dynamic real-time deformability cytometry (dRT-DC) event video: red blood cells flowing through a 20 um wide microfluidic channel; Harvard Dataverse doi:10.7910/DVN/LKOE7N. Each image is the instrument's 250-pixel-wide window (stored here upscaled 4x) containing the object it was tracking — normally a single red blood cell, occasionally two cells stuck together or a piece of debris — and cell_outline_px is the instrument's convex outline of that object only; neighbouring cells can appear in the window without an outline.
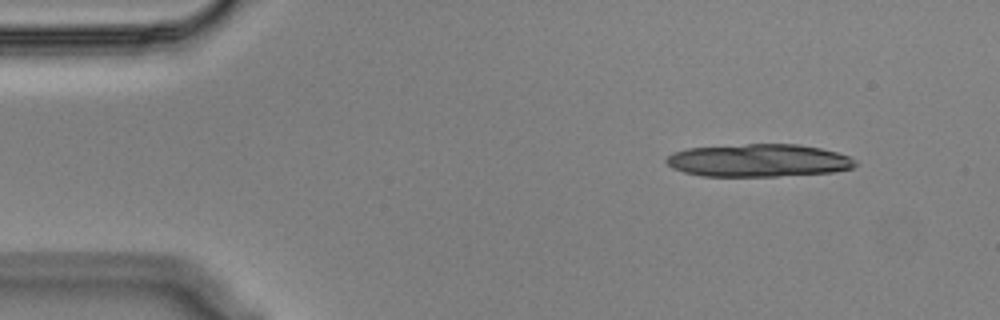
{"species": "Egyptian fruit bat (a non-hibernating species)", "species_latin": "Rousettus aegyptiacus", "temperature_condition": "cold", "stored_images_in_passage": 10, "camera_frame_rate_fps": 3000, "um_per_image_px": 0.085, "animal": {"sex": "male"}, "frame": {"image": 1, "passage_image": 1, "time_ms": 0.0, "image_size_px": [1000, 320], "cell_outline_px": [[856, 164], [852, 168], [832, 172], [776, 176], [704, 176], [684, 172], [672, 168], [664, 160], [672, 152], [688, 148], [748, 144], [796, 144], [820, 148], [836, 152], [848, 156], [856, 160]], "centroid_in_image_um": [64.45, 13.64], "position_along_channel_um": 20.5, "area_um2": 35.95}}